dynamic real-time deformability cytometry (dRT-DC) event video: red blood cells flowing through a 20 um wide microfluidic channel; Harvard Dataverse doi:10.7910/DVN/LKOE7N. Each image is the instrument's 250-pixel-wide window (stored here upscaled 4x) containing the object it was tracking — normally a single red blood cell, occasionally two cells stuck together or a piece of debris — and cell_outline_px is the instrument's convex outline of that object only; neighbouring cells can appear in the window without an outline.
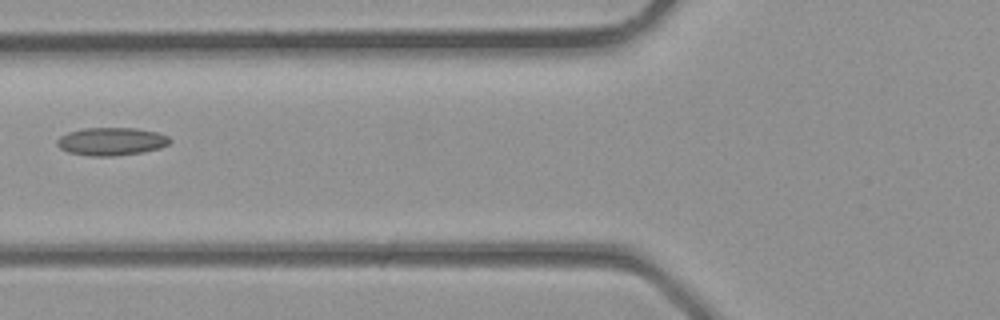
{"species": "common noctule bat (a hibernating species)", "species_latin": "Nyctalus noctula", "temperature_condition": "room temperature", "stored_images_in_passage": 2, "camera_frame_rate_fps": 3000, "um_per_image_px": 0.085, "animal": {"sex": "male", "body_mass_g": 23.1, "forearm_length_mm": 52.7}, "frame": {"image": 1, "passage_image": 2, "time_ms": 0.333, "image_size_px": [1000, 320], "cell_outline_px": [[172, 140], [168, 144], [160, 148], [144, 152], [116, 156], [88, 156], [68, 152], [60, 148], [56, 144], [56, 140], [60, 136], [68, 132], [84, 128], [136, 128], [156, 132], [168, 136]], "centroid_in_image_um": [9.46, 12.03], "position_along_channel_um": 116.3, "area_um2": 18.5}}